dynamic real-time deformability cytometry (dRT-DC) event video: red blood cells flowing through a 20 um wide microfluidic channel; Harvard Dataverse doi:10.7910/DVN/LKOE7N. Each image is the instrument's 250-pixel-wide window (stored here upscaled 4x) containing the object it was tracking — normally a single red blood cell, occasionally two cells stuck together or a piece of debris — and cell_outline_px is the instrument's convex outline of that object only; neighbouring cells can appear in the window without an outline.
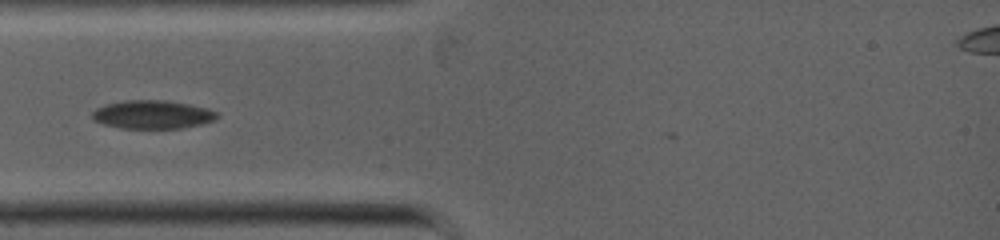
{"species": "common noctule bat (a hibernating species)", "species_latin": "Nyctalus noctula", "temperature_condition": "warm", "stored_images_in_passage": 33, "camera_frame_rate_fps": 5000, "um_per_image_px": 0.085, "animal": {"sex": "female", "body_mass_g": 19.0, "forearm_length_mm": 53.3}, "frame": {"image": 1, "passage_image": 1, "time_ms": 0.0, "image_size_px": [1000, 240], "cell_outline_px": [[220, 116], [216, 120], [184, 128], [120, 128], [104, 124], [92, 120], [92, 112], [96, 108], [104, 104], [124, 100], [164, 100], [188, 104], [208, 108], [220, 112]], "centroid_in_image_um": [12.98, 9.73], "position_along_channel_um": 72.0, "area_um2": 20.92}}
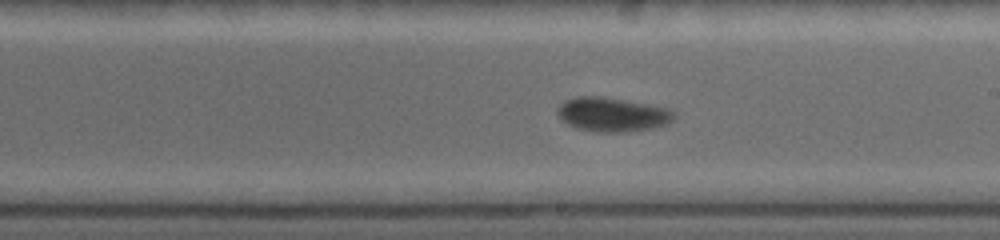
{"frame": {"image": 2, "passage_image": 14, "time_ms": 3.4, "image_size_px": [1000, 240], "cell_outline_px": [[676, 116], [672, 120], [664, 124], [652, 128], [624, 132], [596, 132], [576, 128], [560, 120], [556, 112], [556, 108], [564, 100], [576, 96], [600, 96], [624, 100], [668, 108], [676, 112]], "centroid_in_image_um": [51.99, 9.73], "position_along_channel_um": 237.0, "area_um2": 23.29}}
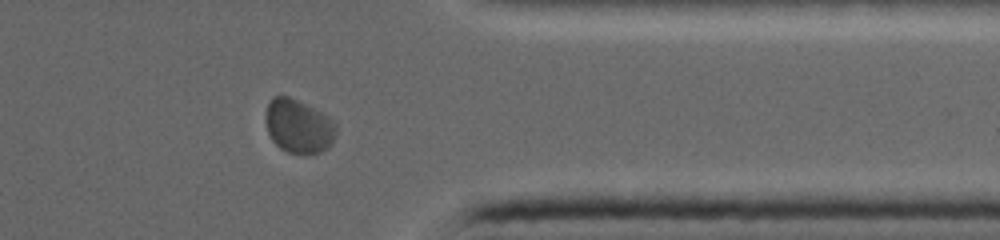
{"frame": {"image": 3, "passage_image": 28, "time_ms": 6.6, "image_size_px": [1000, 240], "cell_outline_px": [[336, 136], [332, 144], [328, 148], [320, 152], [288, 152], [280, 148], [272, 140], [268, 132], [264, 116], [268, 104], [272, 96], [288, 96], [320, 112], [332, 120], [336, 124]], "centroid_in_image_um": [25.36, 10.72], "position_along_channel_um": 386.0, "area_um2": 21.79}}